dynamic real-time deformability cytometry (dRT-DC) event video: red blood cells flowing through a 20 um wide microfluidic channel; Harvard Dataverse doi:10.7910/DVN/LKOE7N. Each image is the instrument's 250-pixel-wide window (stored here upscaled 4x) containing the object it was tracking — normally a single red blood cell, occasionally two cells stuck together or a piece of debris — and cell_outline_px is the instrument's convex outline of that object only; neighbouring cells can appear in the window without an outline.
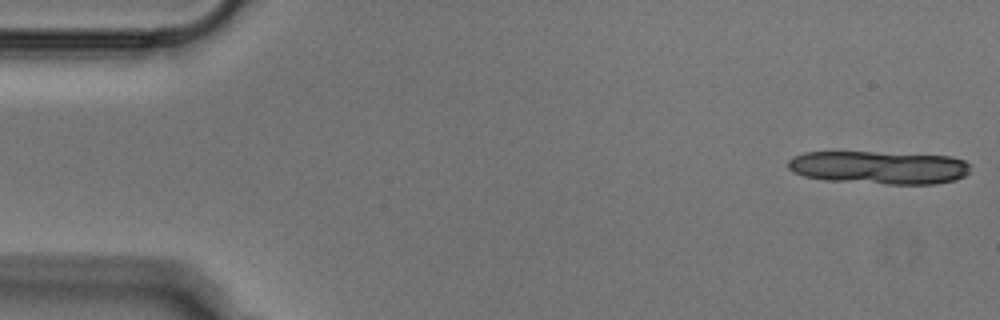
{"species": "Egyptian fruit bat (a non-hibernating species)", "species_latin": "Rousettus aegyptiacus", "temperature_condition": "cold", "stored_images_in_passage": 11, "camera_frame_rate_fps": 3000, "um_per_image_px": 0.085, "animal": {"sex": "male"}, "frame": {"image": 1, "passage_image": 1, "time_ms": 0.0, "image_size_px": [1000, 320], "cell_outline_px": [[968, 172], [964, 176], [956, 180], [936, 184], [888, 184], [824, 180], [804, 176], [792, 172], [788, 168], [788, 160], [792, 156], [804, 152], [872, 152], [952, 156], [964, 160], [968, 164]], "centroid_in_image_um": [74.69, 14.24], "position_along_channel_um": 10.3, "area_um2": 35.32}}